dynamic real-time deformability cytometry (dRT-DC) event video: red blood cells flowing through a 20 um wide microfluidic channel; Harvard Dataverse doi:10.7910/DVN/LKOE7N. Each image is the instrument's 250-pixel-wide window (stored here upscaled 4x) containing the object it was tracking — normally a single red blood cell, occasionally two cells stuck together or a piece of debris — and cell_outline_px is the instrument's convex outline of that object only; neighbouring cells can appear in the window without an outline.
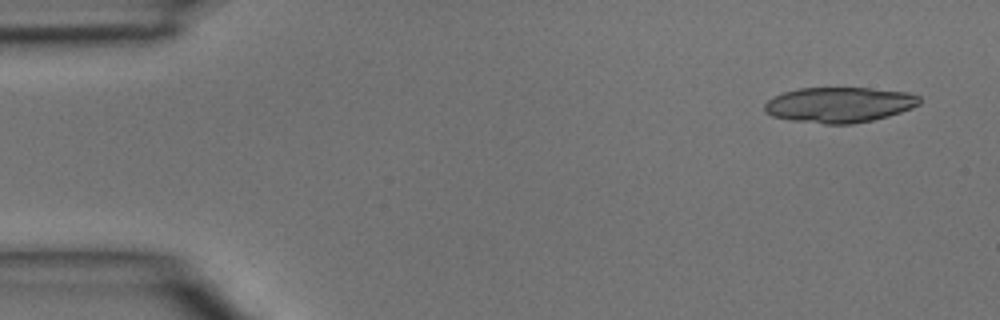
{"species": "common noctule bat (a hibernating species)", "species_latin": "Nyctalus noctula", "temperature_condition": "room temperature", "stored_images_in_passage": 4, "camera_frame_rate_fps": 3000, "um_per_image_px": 0.085, "animal": {"sex": "male", "body_mass_g": 15.6}, "frame": {"image": 1, "passage_image": 1, "time_ms": 0.0, "image_size_px": [1000, 320], "cell_outline_px": [[920, 104], [912, 108], [888, 116], [872, 120], [852, 124], [824, 124], [792, 120], [772, 116], [764, 112], [764, 104], [768, 100], [784, 92], [800, 88], [868, 88], [908, 92], [920, 96]], "centroid_in_image_um": [71.35, 8.91], "position_along_channel_um": 13.7, "area_um2": 31.91}}